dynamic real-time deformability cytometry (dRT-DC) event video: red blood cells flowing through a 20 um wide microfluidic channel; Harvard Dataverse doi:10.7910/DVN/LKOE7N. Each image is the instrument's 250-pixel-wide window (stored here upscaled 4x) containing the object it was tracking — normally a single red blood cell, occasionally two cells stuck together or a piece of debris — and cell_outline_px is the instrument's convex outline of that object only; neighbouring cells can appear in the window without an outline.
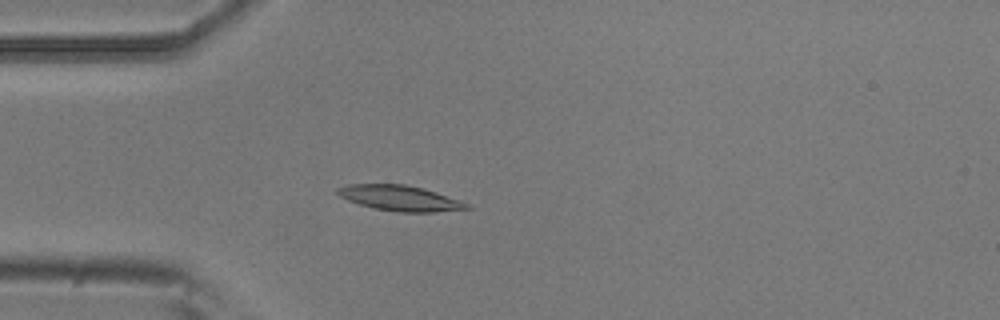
{"species": "common noctule bat (a hibernating species)", "species_latin": "Nyctalus noctula", "temperature_condition": "room temperature", "stored_images_in_passage": 3, "camera_frame_rate_fps": 3000, "um_per_image_px": 0.085, "animal": {"sex": "male", "body_mass_g": 20.5, "forearm_length_mm": 52.5}, "frame": {"image": 1, "passage_image": 3, "time_ms": 0.667, "image_size_px": [1000, 320], "cell_outline_px": [[472, 208], [436, 212], [396, 212], [372, 208], [348, 200], [340, 196], [336, 192], [336, 188], [348, 184], [404, 184], [424, 188], [472, 204]], "centroid_in_image_um": [34.02, 16.84], "position_along_channel_um": 51.0, "area_um2": 19.31}}